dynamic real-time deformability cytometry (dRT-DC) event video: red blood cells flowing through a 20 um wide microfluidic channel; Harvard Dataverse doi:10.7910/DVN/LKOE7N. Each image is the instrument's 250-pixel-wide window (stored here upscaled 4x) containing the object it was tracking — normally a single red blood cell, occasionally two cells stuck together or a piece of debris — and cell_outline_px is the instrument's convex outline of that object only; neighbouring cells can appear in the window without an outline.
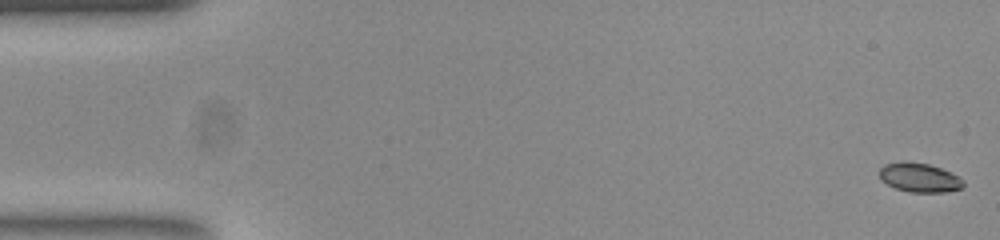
{"species": "common noctule bat (a hibernating species)", "species_latin": "Nyctalus noctula", "temperature_condition": "room temperature", "stored_images_in_passage": 54, "camera_frame_rate_fps": 3000, "um_per_image_px": 0.085, "animal": {"sex": "female", "body_mass_g": 23.0, "forearm_length_mm": 53.4}, "frame": {"image": 1, "passage_image": 1, "time_ms": 0.0, "image_size_px": [1000, 240], "cell_outline_px": [[964, 188], [944, 192], [908, 192], [896, 188], [880, 180], [880, 168], [884, 164], [904, 160], [928, 164], [952, 172], [964, 180]], "centroid_in_image_um": [78.16, 15.08], "position_along_channel_um": 6.8, "area_um2": 14.45}}
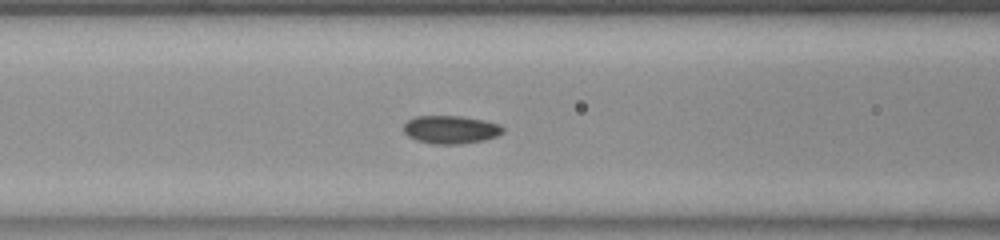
{"frame": {"image": 2, "passage_image": 22, "time_ms": 7.0, "image_size_px": [1000, 240], "cell_outline_px": [[504, 132], [496, 136], [484, 140], [460, 144], [432, 144], [416, 140], [408, 136], [404, 132], [404, 124], [408, 120], [416, 116], [460, 116], [484, 120], [500, 124], [504, 128]], "centroid_in_image_um": [38.32, 11.02], "position_along_channel_um": 128.3, "area_um2": 16.3}}
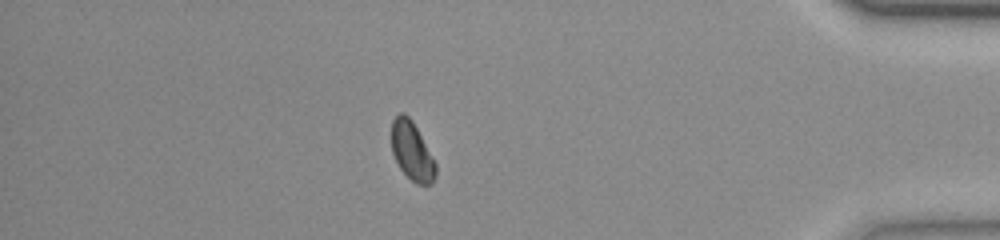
{"frame": {"image": 3, "passage_image": 47, "time_ms": 15.333, "image_size_px": [1000, 240], "cell_outline_px": [[436, 176], [432, 184], [416, 184], [400, 168], [392, 152], [392, 120], [400, 112], [404, 112], [412, 120], [436, 164]], "centroid_in_image_um": [35.01, 12.84], "position_along_channel_um": 400.2, "area_um2": 14.8}, "authors_computed_cell_mechanics": {"area_um2": 15.317, "velocity_mm_per_s": 3.7806, "shape_relaxation_time_tau1_ms": 5.1439, "shape_relaxation_time_tau2_ms": 3.2539, "deformation_change_tau1": 0.118, "deformation_change_tau2": 0.0554}}